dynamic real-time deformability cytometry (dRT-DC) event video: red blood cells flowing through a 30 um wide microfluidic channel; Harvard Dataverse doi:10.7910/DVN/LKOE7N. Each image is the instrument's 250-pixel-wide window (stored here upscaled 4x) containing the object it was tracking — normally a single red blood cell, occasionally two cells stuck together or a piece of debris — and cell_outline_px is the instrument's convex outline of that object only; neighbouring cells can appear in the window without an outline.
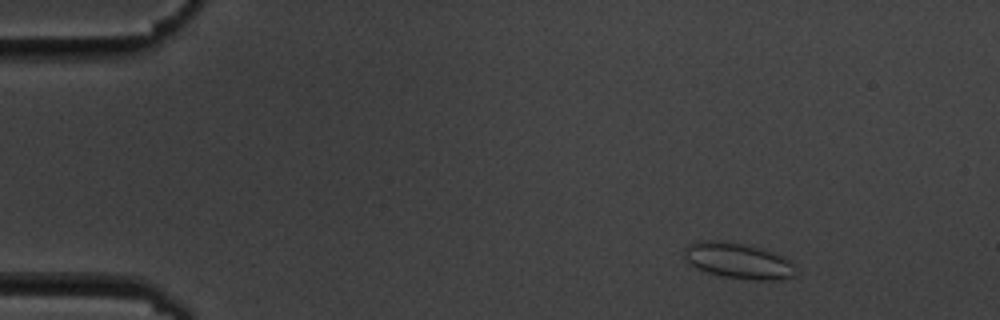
{"species": "common noctule bat (a hibernating species)", "species_latin": "Nyctalus noctula", "temperature_condition": "cold", "stored_images_in_passage": 7, "camera_frame_rate_fps": 3000, "um_per_image_px": 0.085, "animal": {"sex": "male", "body_mass_g": 19.5, "forearm_length_mm": 54.6}, "frame": {"image": 1, "passage_image": 2, "time_ms": 1.0, "image_size_px": [1000, 320], "cell_outline_px": [[792, 276], [780, 280], [752, 280], [724, 276], [708, 272], [696, 268], [684, 256], [684, 248], [688, 244], [696, 240], [728, 240], [752, 244], [764, 248], [784, 256], [792, 260]], "centroid_in_image_um": [62.74, 22.11], "position_along_channel_um": 22.3, "area_um2": 23.58}}
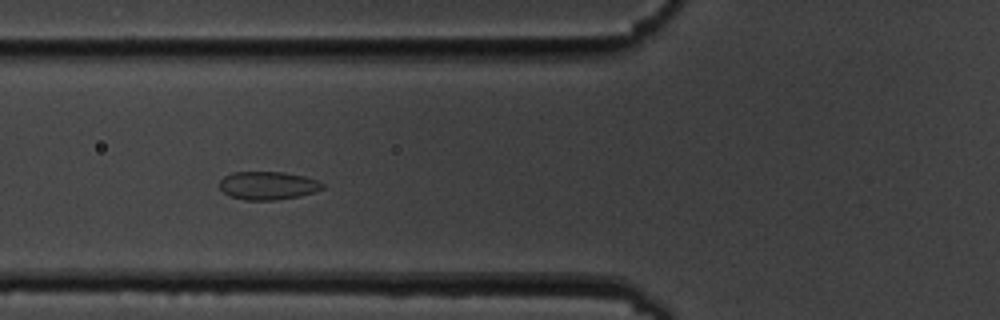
{"frame": {"image": 2, "passage_image": 6, "time_ms": 5.667, "image_size_px": [1000, 320], "cell_outline_px": [[324, 188], [300, 196], [276, 200], [244, 200], [228, 196], [220, 188], [220, 180], [224, 176], [232, 172], [284, 172], [304, 176], [316, 180], [324, 184]], "centroid_in_image_um": [22.74, 15.77], "position_along_channel_um": 103.1, "area_um2": 16.94}}
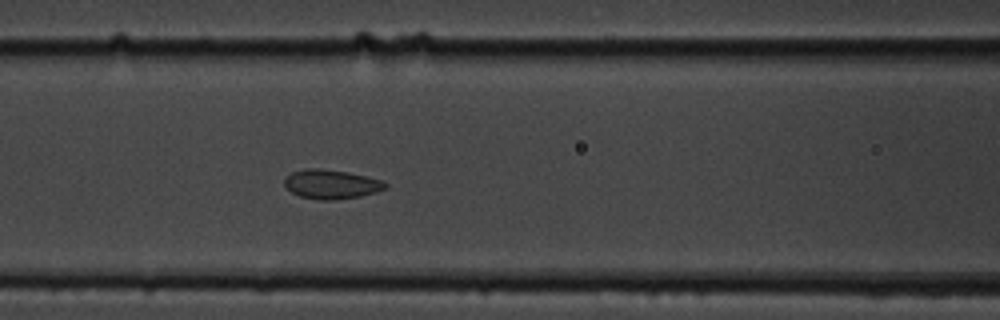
{"frame": {"image": 3, "passage_image": 7, "time_ms": 6.667, "image_size_px": [1000, 320], "cell_outline_px": [[388, 184], [384, 188], [376, 192], [360, 196], [332, 200], [320, 200], [300, 196], [292, 192], [284, 184], [284, 180], [292, 172], [304, 168], [320, 168], [348, 172], [380, 180]], "centroid_in_image_um": [28.13, 15.65], "position_along_channel_um": 138.5, "area_um2": 16.94}}